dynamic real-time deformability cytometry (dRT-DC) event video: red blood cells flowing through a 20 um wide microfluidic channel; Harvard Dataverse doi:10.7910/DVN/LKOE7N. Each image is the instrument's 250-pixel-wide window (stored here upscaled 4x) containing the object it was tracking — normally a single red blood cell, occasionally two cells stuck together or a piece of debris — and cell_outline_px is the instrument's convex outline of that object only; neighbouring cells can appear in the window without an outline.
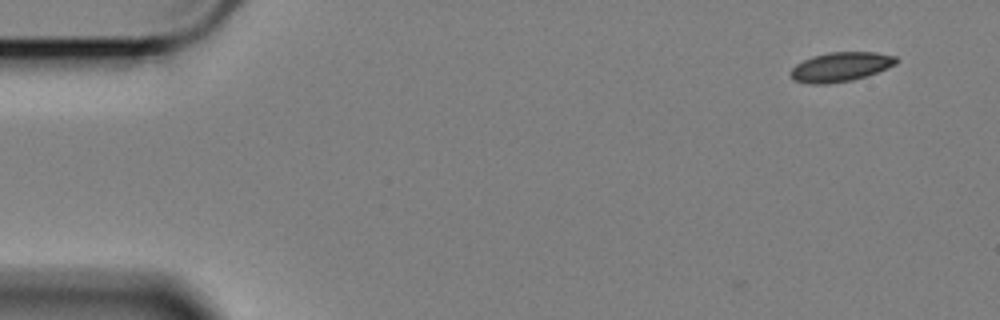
{"species": "Egyptian fruit bat (a non-hibernating species)", "species_latin": "Rousettus aegyptiacus", "temperature_condition": "cold", "stored_images_in_passage": 4, "camera_frame_rate_fps": 3000, "um_per_image_px": 0.085, "animal": {"sex": "female"}, "frame": {"image": 1, "passage_image": 4, "time_ms": 1.0, "image_size_px": [1000, 320], "cell_outline_px": [[900, 60], [896, 64], [888, 68], [852, 80], [828, 84], [812, 84], [792, 80], [788, 72], [796, 64], [812, 56], [828, 52], [876, 52], [896, 56]], "centroid_in_image_um": [71.43, 5.68], "position_along_channel_um": 13.6, "area_um2": 18.21}}